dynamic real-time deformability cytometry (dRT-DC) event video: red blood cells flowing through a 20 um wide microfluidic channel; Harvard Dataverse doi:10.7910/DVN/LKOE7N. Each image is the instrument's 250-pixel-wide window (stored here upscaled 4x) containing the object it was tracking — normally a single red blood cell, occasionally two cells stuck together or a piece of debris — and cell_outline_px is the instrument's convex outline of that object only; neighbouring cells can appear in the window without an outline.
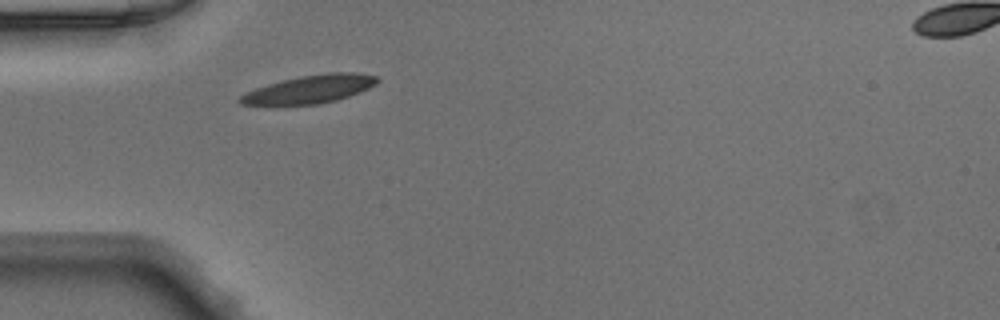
{"species": "Egyptian fruit bat (a non-hibernating species)", "species_latin": "Rousettus aegyptiacus", "temperature_condition": "warm", "stored_images_in_passage": 32, "camera_frame_rate_fps": 3000, "um_per_image_px": 0.085, "animal": {"sex": "male"}, "frame": {"image": 1, "passage_image": 1, "time_ms": 0.0, "image_size_px": [1000, 320], "cell_outline_px": [[380, 80], [376, 84], [360, 92], [336, 100], [316, 104], [240, 104], [236, 100], [244, 92], [268, 84], [300, 76], [328, 72], [352, 72], [376, 76]], "centroid_in_image_um": [26.34, 7.57], "position_along_channel_um": 58.7, "area_um2": 22.14}}
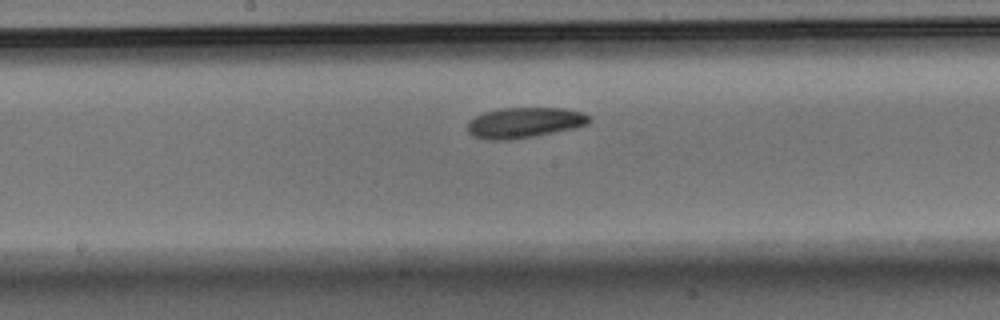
{"frame": {"image": 2, "passage_image": 12, "time_ms": 3.667, "image_size_px": [1000, 320], "cell_outline_px": [[592, 120], [588, 124], [572, 128], [536, 136], [508, 140], [488, 140], [472, 136], [468, 132], [468, 120], [484, 112], [500, 108], [564, 108], [584, 112], [592, 116]], "centroid_in_image_um": [44.59, 10.42], "position_along_channel_um": 203.6, "area_um2": 21.85}}
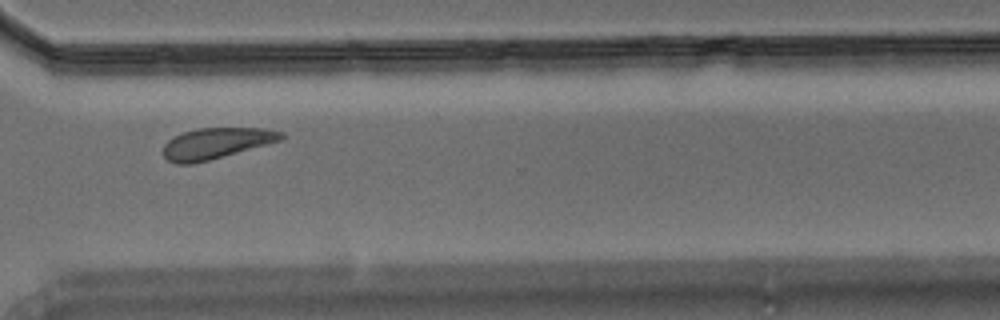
{"frame": {"image": 3, "passage_image": 23, "time_ms": 7.333, "image_size_px": [1000, 320], "cell_outline_px": [[284, 136], [280, 140], [268, 144], [208, 160], [192, 164], [176, 164], [168, 160], [164, 156], [164, 144], [172, 136], [184, 132], [200, 128], [260, 128], [284, 132]], "centroid_in_image_um": [18.34, 12.18], "position_along_channel_um": 352.3, "area_um2": 21.04}}